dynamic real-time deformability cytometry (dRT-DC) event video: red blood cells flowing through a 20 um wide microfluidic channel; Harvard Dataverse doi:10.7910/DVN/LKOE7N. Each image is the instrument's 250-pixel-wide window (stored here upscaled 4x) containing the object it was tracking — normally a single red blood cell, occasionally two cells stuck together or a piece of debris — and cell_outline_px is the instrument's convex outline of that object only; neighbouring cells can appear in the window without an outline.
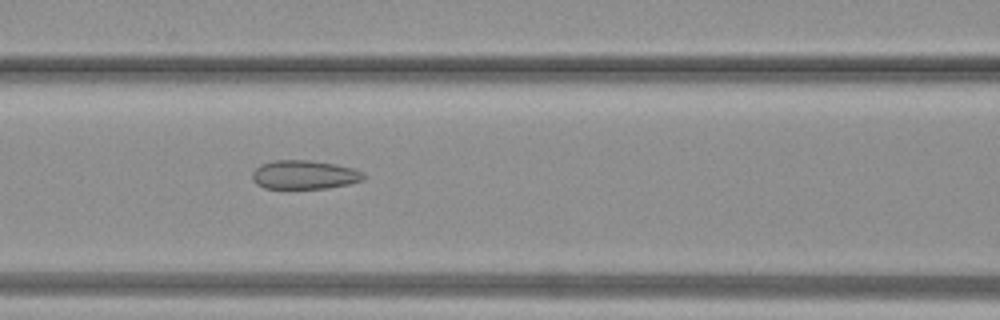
{"species": "common noctule bat (a hibernating species)", "species_latin": "Nyctalus noctula", "temperature_condition": "warm", "stored_images_in_passage": 36, "camera_frame_rate_fps": 3000, "um_per_image_px": 0.085, "animal": {"sex": "female", "body_mass_g": 19.3, "forearm_length_mm": 54.1}, "frame": {"image": 1, "passage_image": 16, "time_ms": 5.0, "image_size_px": [1000, 320], "cell_outline_px": [[368, 176], [364, 180], [348, 184], [328, 188], [264, 188], [256, 184], [252, 180], [252, 172], [260, 164], [272, 160], [308, 160], [336, 164], [352, 168], [364, 172]], "centroid_in_image_um": [25.88, 14.85], "position_along_channel_um": 140.7, "area_um2": 18.9}}
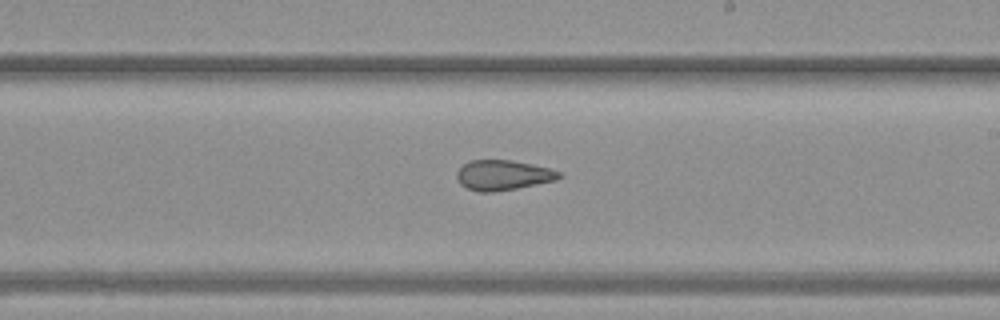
{"frame": {"image": 2, "passage_image": 22, "time_ms": 7.0, "image_size_px": [1000, 320], "cell_outline_px": [[564, 176], [556, 180], [516, 188], [492, 192], [476, 192], [460, 184], [456, 176], [456, 172], [464, 164], [472, 160], [512, 160], [532, 164], [548, 168], [560, 172]], "centroid_in_image_um": [42.75, 14.89], "position_along_channel_um": 246.2, "area_um2": 17.86}}
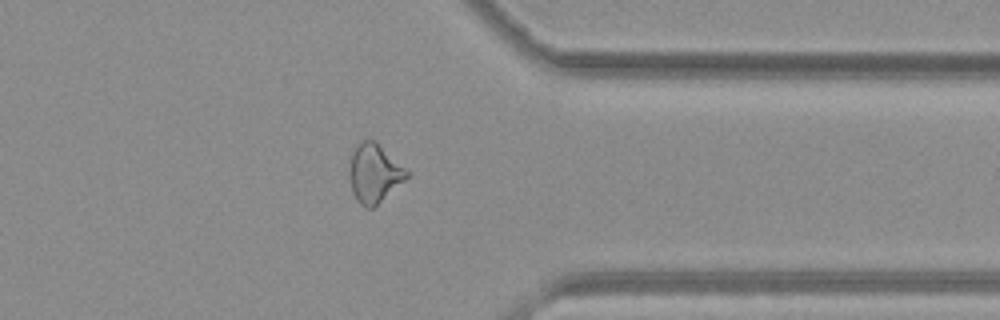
{"frame": {"image": 3, "passage_image": 30, "time_ms": 9.667, "image_size_px": [1000, 320], "cell_outline_px": [[408, 176], [404, 180], [372, 208], [364, 208], [356, 200], [352, 192], [348, 176], [348, 172], [352, 152], [356, 144], [360, 140], [376, 140], [408, 172]], "centroid_in_image_um": [31.75, 14.71], "position_along_channel_um": 379.7, "area_um2": 19.48}}